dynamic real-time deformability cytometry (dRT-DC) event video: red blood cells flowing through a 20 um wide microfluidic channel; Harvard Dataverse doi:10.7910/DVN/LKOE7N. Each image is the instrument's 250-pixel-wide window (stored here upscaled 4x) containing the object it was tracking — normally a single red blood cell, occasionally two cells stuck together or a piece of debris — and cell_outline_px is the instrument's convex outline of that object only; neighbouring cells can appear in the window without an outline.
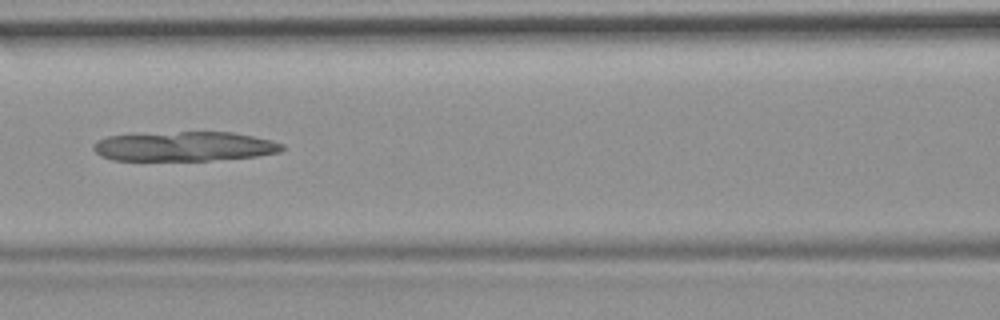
{"species": "common noctule bat (a hibernating species)", "species_latin": "Nyctalus noctula", "temperature_condition": "room temperature", "stored_images_in_passage": 9, "camera_frame_rate_fps": 3000, "um_per_image_px": 0.085, "animal": {"sex": "female", "body_mass_g": 19.9}, "frame": {"image": 1, "passage_image": 6, "time_ms": 1.667, "image_size_px": [1000, 320], "cell_outline_px": [[284, 148], [280, 152], [256, 156], [208, 160], [112, 160], [100, 156], [92, 148], [92, 144], [96, 140], [108, 136], [180, 132], [232, 132], [272, 140], [284, 144]], "centroid_in_image_um": [15.66, 12.44], "position_along_channel_um": 150.9, "area_um2": 32.31}}
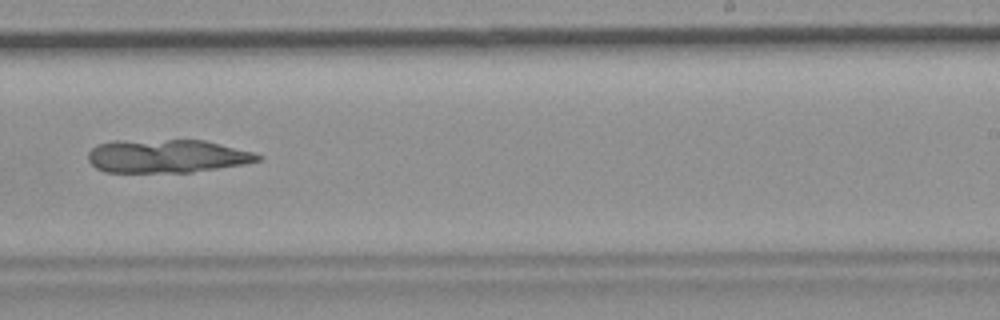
{"frame": {"image": 2, "passage_image": 9, "time_ms": 2.667, "image_size_px": [1000, 320], "cell_outline_px": [[264, 156], [260, 160], [244, 164], [192, 172], [104, 172], [96, 168], [88, 160], [88, 152], [96, 144], [112, 140], [204, 140], [252, 152]], "centroid_in_image_um": [14.14, 13.26], "position_along_channel_um": 274.9, "area_um2": 33.06}}